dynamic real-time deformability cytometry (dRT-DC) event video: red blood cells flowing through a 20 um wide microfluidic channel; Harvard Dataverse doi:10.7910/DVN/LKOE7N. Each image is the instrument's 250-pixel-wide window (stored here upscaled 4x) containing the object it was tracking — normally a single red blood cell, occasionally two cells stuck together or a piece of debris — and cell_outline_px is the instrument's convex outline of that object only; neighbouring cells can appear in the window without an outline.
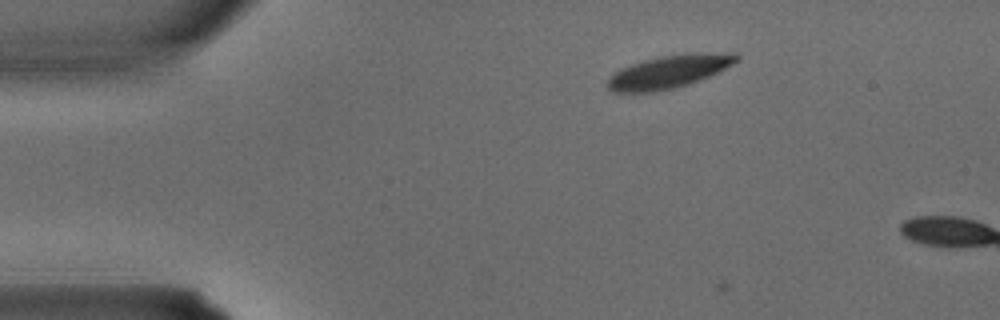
{"species": "common noctule bat (a hibernating species)", "species_latin": "Nyctalus noctula", "temperature_condition": "warm", "stored_images_in_passage": 3, "camera_frame_rate_fps": 3000, "um_per_image_px": 0.085, "animal": {"sex": "male", "body_mass_g": 15.6}, "frame": {"image": 1, "passage_image": 3, "time_ms": 0.667, "image_size_px": [1000, 320], "cell_outline_px": [[740, 60], [720, 72], [700, 80], [688, 84], [672, 88], [652, 92], [612, 92], [608, 88], [608, 80], [612, 72], [620, 68], [644, 60], [660, 56], [692, 52], [736, 52], [740, 56]], "centroid_in_image_um": [56.93, 6.06], "position_along_channel_um": 28.1, "area_um2": 25.14}}